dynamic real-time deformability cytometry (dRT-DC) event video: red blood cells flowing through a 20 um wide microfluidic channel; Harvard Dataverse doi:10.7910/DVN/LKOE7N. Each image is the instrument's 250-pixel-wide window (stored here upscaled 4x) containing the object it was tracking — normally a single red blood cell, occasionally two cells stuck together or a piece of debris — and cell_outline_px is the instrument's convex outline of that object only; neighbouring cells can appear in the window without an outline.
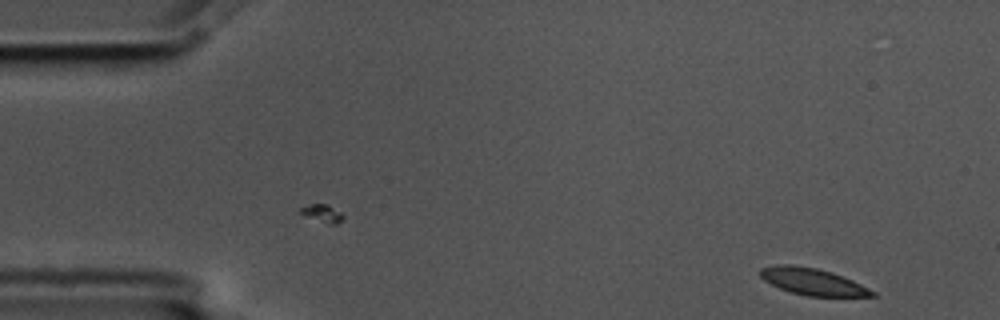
{"species": "common noctule bat (a hibernating species)", "species_latin": "Nyctalus noctula", "temperature_condition": "cold", "stored_images_in_passage": 10, "camera_frame_rate_fps": 3000, "um_per_image_px": 0.085, "animal": {"sex": "male", "body_mass_g": 17.5, "forearm_length_mm": 52.3}, "frame": {"image": 1, "passage_image": 1, "time_ms": 0.0, "image_size_px": [1000, 320], "cell_outline_px": [[876, 296], [808, 296], [792, 292], [780, 288], [764, 280], [760, 276], [760, 268], [780, 264], [792, 264], [816, 268], [832, 272], [852, 280], [876, 292]], "centroid_in_image_um": [69.07, 23.93], "position_along_channel_um": 15.9, "area_um2": 17.28}}
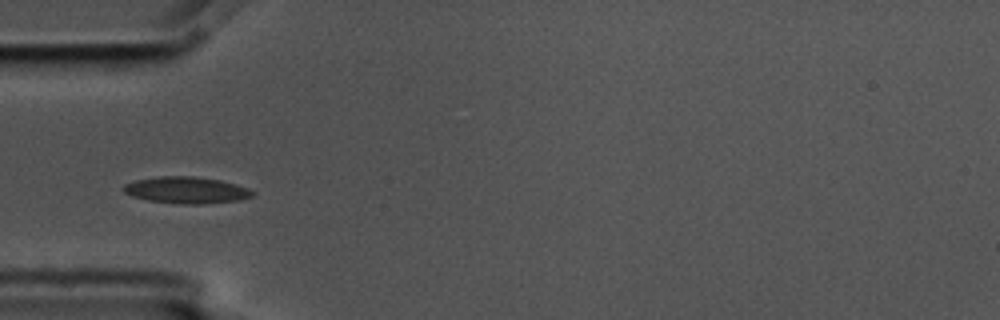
{"frame": {"image": 2, "passage_image": 4, "time_ms": 1.0, "image_size_px": [1000, 320], "cell_outline_px": [[256, 192], [252, 196], [240, 200], [204, 204], [180, 204], [148, 200], [132, 196], [124, 192], [120, 188], [124, 184], [136, 180], [160, 176], [192, 176], [220, 180], [236, 184], [248, 188]], "centroid_in_image_um": [15.84, 16.16], "position_along_channel_um": 69.2, "area_um2": 20.11}}
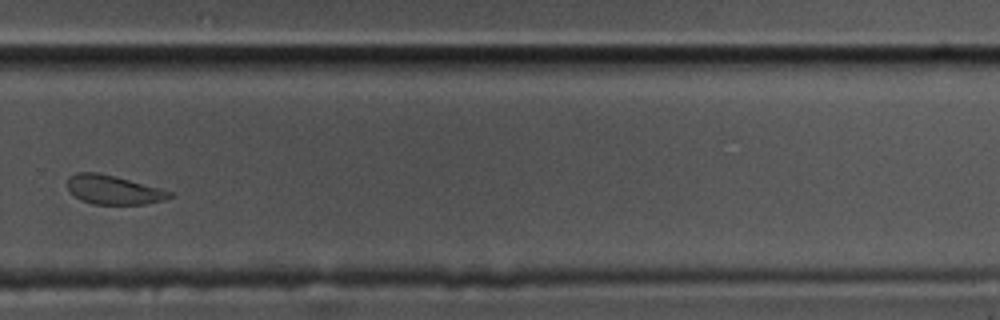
{"frame": {"image": 3, "passage_image": 10, "time_ms": 3.0, "image_size_px": [1000, 320], "cell_outline_px": [[172, 196], [160, 200], [144, 204], [92, 204], [80, 200], [68, 192], [68, 176], [76, 172], [96, 172], [116, 176], [172, 192]], "centroid_in_image_um": [9.55, 16.13], "position_along_channel_um": 320.3, "area_um2": 17.17}}